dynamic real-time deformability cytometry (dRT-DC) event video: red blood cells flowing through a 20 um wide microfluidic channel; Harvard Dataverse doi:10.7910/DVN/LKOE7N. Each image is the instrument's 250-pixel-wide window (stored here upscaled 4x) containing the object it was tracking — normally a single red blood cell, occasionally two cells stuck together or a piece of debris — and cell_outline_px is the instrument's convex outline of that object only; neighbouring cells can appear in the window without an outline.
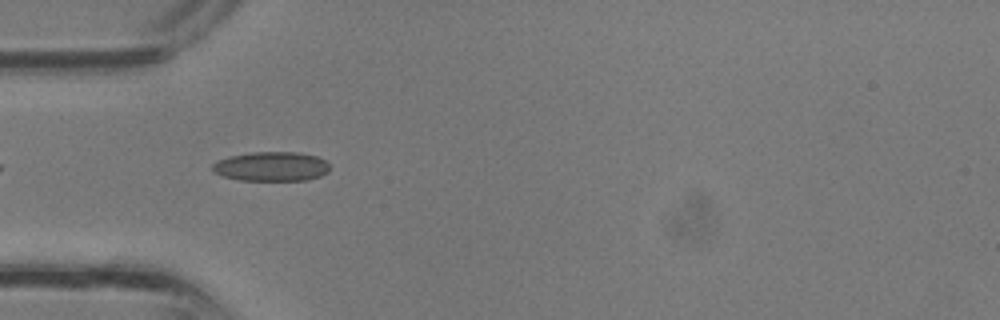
{"species": "common noctule bat (a hibernating species)", "species_latin": "Nyctalus noctula", "temperature_condition": "room temperature", "stored_images_in_passage": 35, "camera_frame_rate_fps": 3000, "um_per_image_px": 0.085, "animal": {"sex": "male", "body_mass_g": 13.3}, "frame": {"image": 1, "passage_image": 10, "time_ms": 3.0, "image_size_px": [1000, 320], "cell_outline_px": [[328, 172], [320, 176], [308, 180], [240, 180], [224, 176], [212, 172], [212, 164], [216, 160], [228, 156], [252, 152], [296, 152], [316, 156], [324, 160], [328, 164]], "centroid_in_image_um": [23.03, 14.14], "position_along_channel_um": 62.0, "area_um2": 20.11}}
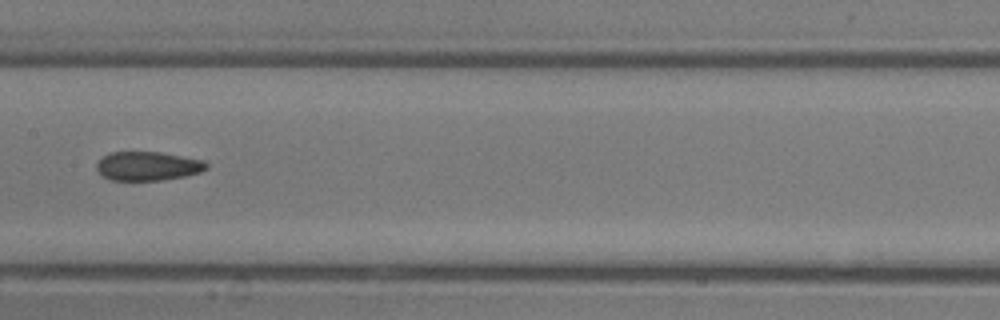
{"frame": {"image": 2, "passage_image": 17, "time_ms": 5.333, "image_size_px": [1000, 320], "cell_outline_px": [[208, 168], [200, 172], [184, 176], [160, 180], [112, 180], [104, 176], [96, 168], [96, 164], [104, 156], [112, 152], [160, 152], [204, 160], [208, 164]], "centroid_in_image_um": [12.59, 14.11], "position_along_channel_um": 194.8, "area_um2": 18.32}}
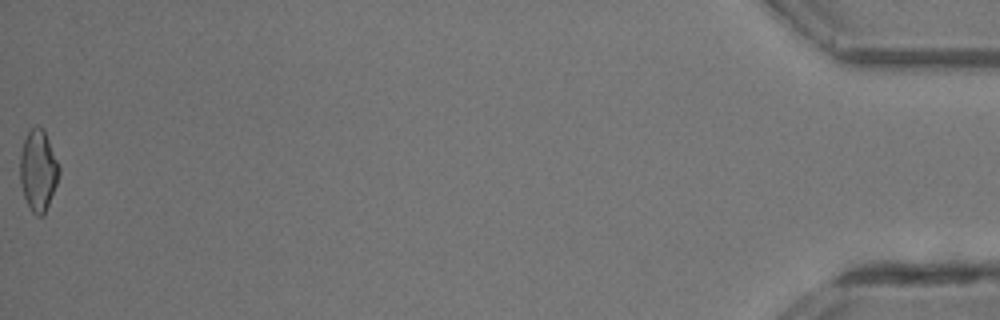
{"frame": {"image": 3, "passage_image": 35, "time_ms": 11.333, "image_size_px": [1000, 320], "cell_outline_px": [[60, 172], [56, 184], [44, 216], [36, 216], [32, 212], [24, 196], [20, 184], [20, 152], [24, 140], [28, 132], [36, 124], [44, 128], [60, 168]], "centroid_in_image_um": [3.24, 14.47], "position_along_channel_um": 432.0, "area_um2": 18.5}}